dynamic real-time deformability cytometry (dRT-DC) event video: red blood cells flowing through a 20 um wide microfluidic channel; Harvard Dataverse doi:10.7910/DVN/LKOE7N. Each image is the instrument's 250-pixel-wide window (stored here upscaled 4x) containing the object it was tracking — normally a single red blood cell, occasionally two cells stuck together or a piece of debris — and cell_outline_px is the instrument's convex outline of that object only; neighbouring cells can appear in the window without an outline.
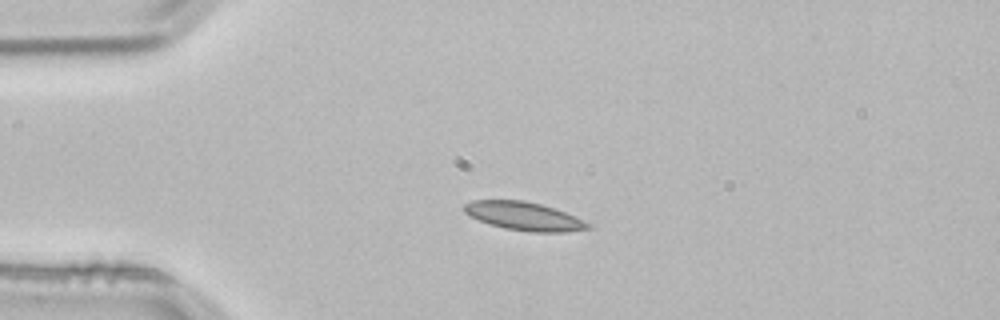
{"species": "common noctule bat (a hibernating species)", "species_latin": "Nyctalus noctula", "temperature_condition": "room temperature", "stored_images_in_passage": 1, "camera_frame_rate_fps": 3000, "um_per_image_px": 0.085, "animal": {"sex": "male", "body_mass_g": 21.5, "forearm_length_mm": 52.0}, "frame": {"image": 1, "passage_image": 1, "time_ms": 0.0, "image_size_px": [1000, 320], "cell_outline_px": [[592, 228], [568, 232], [532, 232], [504, 228], [488, 224], [468, 216], [464, 212], [464, 204], [472, 200], [524, 200], [556, 208], [584, 220], [592, 224]], "centroid_in_image_um": [44.55, 18.38], "position_along_channel_um": 40.4, "area_um2": 20.75}}